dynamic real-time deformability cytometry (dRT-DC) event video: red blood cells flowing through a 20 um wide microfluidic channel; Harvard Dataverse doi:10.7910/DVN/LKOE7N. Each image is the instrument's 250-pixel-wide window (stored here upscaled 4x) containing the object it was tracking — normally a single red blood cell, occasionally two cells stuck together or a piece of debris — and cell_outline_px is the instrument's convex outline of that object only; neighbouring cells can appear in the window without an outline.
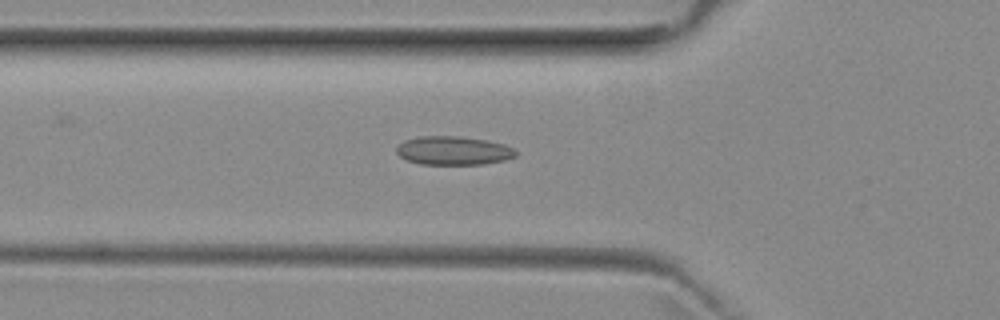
{"species": "common noctule bat (a hibernating species)", "species_latin": "Nyctalus noctula", "temperature_condition": "room temperature", "stored_images_in_passage": 42, "camera_frame_rate_fps": 3000, "um_per_image_px": 0.085, "animal": {"sex": "female", "body_mass_g": 29.2, "forearm_length_mm": 56.3}, "frame": {"image": 1, "passage_image": 11, "time_ms": 3.333, "image_size_px": [1000, 320], "cell_outline_px": [[516, 156], [504, 160], [484, 164], [420, 164], [408, 160], [400, 156], [396, 152], [396, 148], [404, 140], [420, 136], [460, 136], [488, 140], [504, 144], [512, 148], [516, 152]], "centroid_in_image_um": [38.54, 12.79], "position_along_channel_um": 87.3, "area_um2": 19.88}}
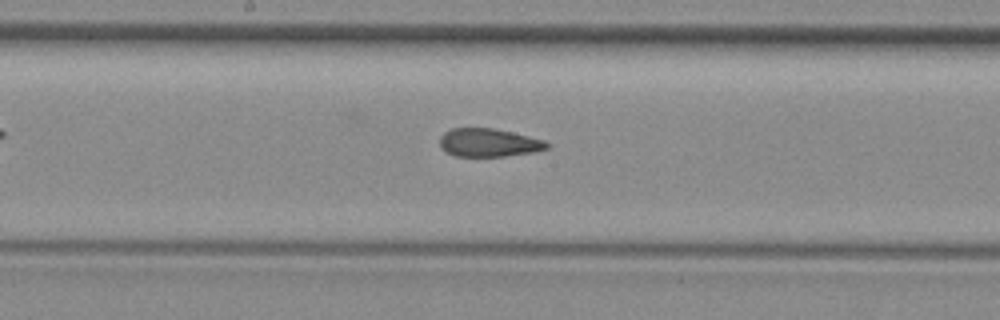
{"frame": {"image": 2, "passage_image": 20, "time_ms": 6.333, "image_size_px": [1000, 320], "cell_outline_px": [[552, 144], [548, 148], [536, 152], [504, 156], [452, 156], [440, 148], [440, 136], [444, 132], [452, 128], [492, 128], [512, 132], [544, 140]], "centroid_in_image_um": [41.54, 12.13], "position_along_channel_um": 206.7, "area_um2": 17.8}}
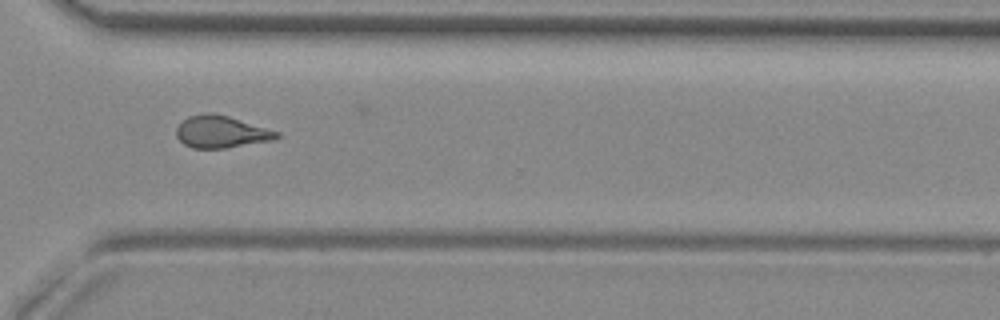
{"frame": {"image": 3, "passage_image": 31, "time_ms": 10.0, "image_size_px": [1000, 320], "cell_outline_px": [[280, 136], [272, 140], [228, 148], [192, 148], [184, 144], [176, 136], [176, 128], [188, 116], [204, 112], [212, 112], [228, 116], [280, 132]], "centroid_in_image_um": [18.79, 11.2], "position_along_channel_um": 351.8, "area_um2": 18.79}}